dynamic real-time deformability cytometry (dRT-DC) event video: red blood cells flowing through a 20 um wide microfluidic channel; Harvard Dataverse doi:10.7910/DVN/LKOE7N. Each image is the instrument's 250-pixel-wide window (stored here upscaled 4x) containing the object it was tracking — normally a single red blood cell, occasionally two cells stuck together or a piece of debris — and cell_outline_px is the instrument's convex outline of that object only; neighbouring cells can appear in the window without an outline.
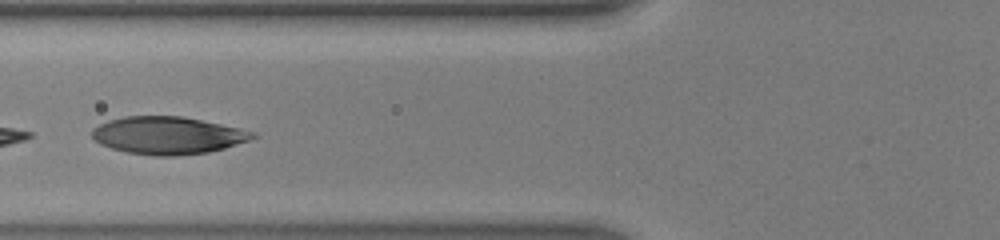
{"species": "human", "species_latin": "Homo sapiens", "temperature_condition": "warm", "stored_images_in_passage": 36, "camera_frame_rate_fps": 3000, "um_per_image_px": 0.085, "donor": {"sex": "male"}, "frame": {"image": 1, "passage_image": 13, "time_ms": 4.0, "image_size_px": [1000, 240], "cell_outline_px": [[260, 136], [224, 148], [208, 152], [176, 156], [156, 156], [128, 152], [112, 148], [100, 144], [92, 136], [92, 128], [108, 120], [124, 116], [184, 116], [240, 128], [256, 132]], "centroid_in_image_um": [14.28, 11.5], "position_along_channel_um": 111.5, "area_um2": 35.14}}
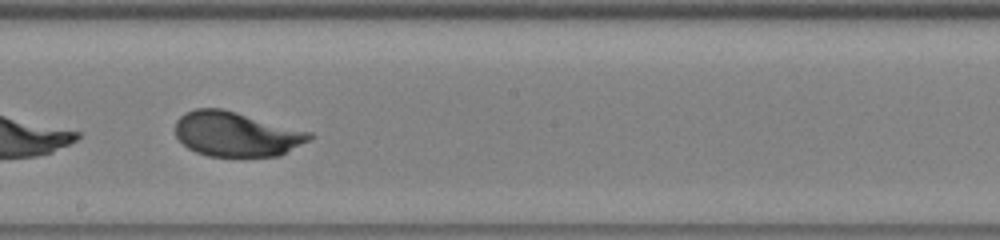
{"frame": {"image": 2, "passage_image": 21, "time_ms": 6.667, "image_size_px": [1000, 240], "cell_outline_px": [[316, 136], [280, 156], [208, 156], [196, 152], [188, 148], [176, 136], [176, 120], [184, 112], [196, 108], [220, 108], [236, 112], [312, 132]], "centroid_in_image_um": [20.09, 11.39], "position_along_channel_um": 228.1, "area_um2": 34.91}}
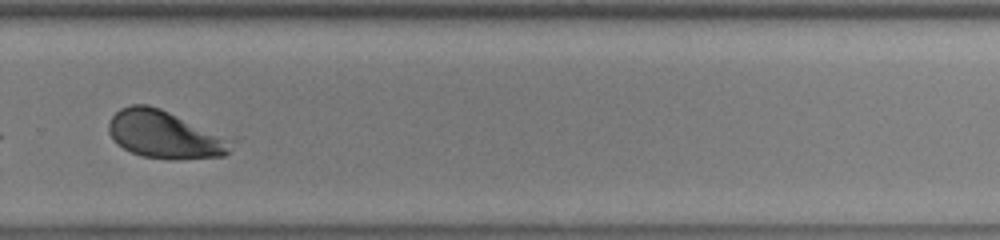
{"frame": {"image": 3, "passage_image": 27, "time_ms": 8.667, "image_size_px": [1000, 240], "cell_outline_px": [[228, 152], [224, 156], [176, 160], [172, 160], [140, 156], [116, 144], [112, 140], [108, 132], [108, 124], [112, 116], [120, 108], [132, 104], [148, 104], [160, 108], [168, 112], [220, 140]], "centroid_in_image_um": [13.69, 11.45], "position_along_channel_um": 316.1, "area_um2": 31.96}, "authors_computed_cell_mechanics": {"area_um2": 35.2002, "velocity_mm_per_s": 4.3926, "shape_relaxation_time_tau1_ms": 2.7469, "shape_relaxation_time_tau2_ms": null, "deformation_change_tau1": 0.1776, "deformation_change_tau2": null}}